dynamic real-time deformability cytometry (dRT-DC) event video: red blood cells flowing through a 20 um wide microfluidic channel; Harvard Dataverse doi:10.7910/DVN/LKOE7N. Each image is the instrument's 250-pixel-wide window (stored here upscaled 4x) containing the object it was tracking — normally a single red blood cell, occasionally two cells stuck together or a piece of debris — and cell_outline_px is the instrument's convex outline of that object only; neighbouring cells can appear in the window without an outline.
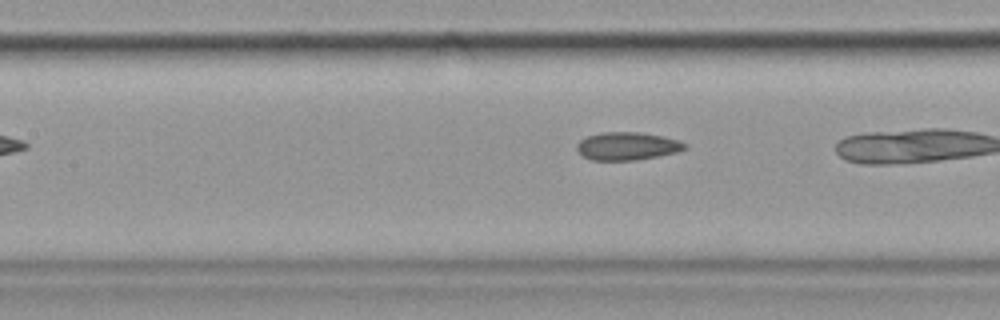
{"species": "common noctule bat (a hibernating species)", "species_latin": "Nyctalus noctula", "temperature_condition": "cold", "stored_images_in_passage": 14, "camera_frame_rate_fps": 3000, "um_per_image_px": 0.085, "animal": {"sex": "female", "body_mass_g": 19.9}, "frame": {"image": 1, "passage_image": 10, "time_ms": 3.0, "image_size_px": [1000, 320], "cell_outline_px": [[688, 148], [676, 152], [636, 160], [592, 160], [584, 156], [576, 148], [576, 144], [580, 140], [588, 136], [600, 132], [640, 132], [660, 136], [676, 140], [688, 144]], "centroid_in_image_um": [53.3, 12.41], "position_along_channel_um": 154.1, "area_um2": 17.4}}